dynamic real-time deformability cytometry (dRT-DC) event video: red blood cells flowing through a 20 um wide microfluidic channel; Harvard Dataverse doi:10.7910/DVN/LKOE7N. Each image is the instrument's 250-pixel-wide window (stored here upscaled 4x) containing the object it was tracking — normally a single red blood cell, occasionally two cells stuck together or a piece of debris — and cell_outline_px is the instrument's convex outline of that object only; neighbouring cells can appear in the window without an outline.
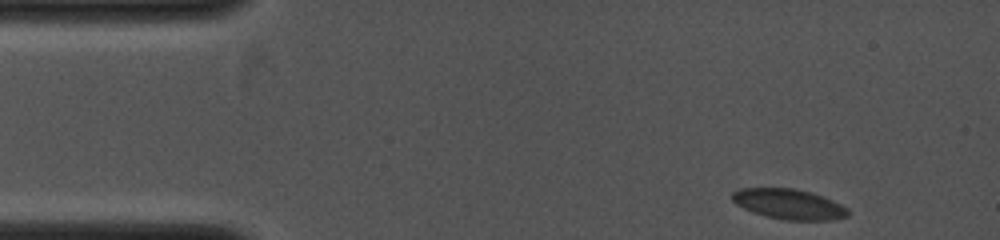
{"species": "common noctule bat (a hibernating species)", "species_latin": "Nyctalus noctula", "temperature_condition": "cold", "stored_images_in_passage": 9, "camera_frame_rate_fps": 4000, "um_per_image_px": 0.085, "animal": {"sex": "female", "body_mass_g": 19.0, "forearm_length_mm": 53.3}, "frame": {"image": 1, "passage_image": 1, "time_ms": 0.0, "image_size_px": [1000, 240], "cell_outline_px": [[848, 216], [832, 220], [784, 220], [752, 212], [736, 204], [732, 200], [732, 192], [740, 188], [792, 188], [812, 192], [824, 196], [848, 208]], "centroid_in_image_um": [67.06, 17.34], "position_along_channel_um": 17.9, "area_um2": 20.4}}